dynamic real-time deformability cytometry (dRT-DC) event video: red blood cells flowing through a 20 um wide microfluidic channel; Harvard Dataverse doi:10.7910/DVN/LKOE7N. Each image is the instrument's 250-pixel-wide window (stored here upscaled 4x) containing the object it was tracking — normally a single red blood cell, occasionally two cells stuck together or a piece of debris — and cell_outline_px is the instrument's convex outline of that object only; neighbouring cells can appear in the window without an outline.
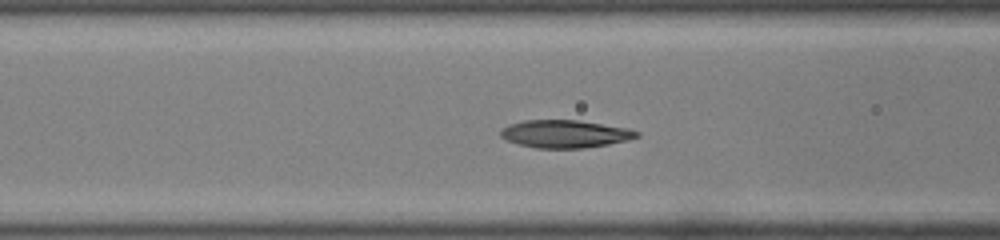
{"species": "common noctule bat (a hibernating species)", "species_latin": "Nyctalus noctula", "temperature_condition": "room temperature", "stored_images_in_passage": 46, "camera_frame_rate_fps": 3000, "um_per_image_px": 0.085, "animal": {"sex": "male", "body_mass_g": 19.0, "forearm_length_mm": 50.8}, "frame": {"image": 1, "passage_image": 15, "time_ms": 4.667, "image_size_px": [1000, 240], "cell_outline_px": [[636, 136], [624, 140], [604, 144], [576, 148], [540, 148], [508, 140], [500, 132], [504, 128], [512, 124], [528, 120], [572, 120], [600, 124], [620, 128], [636, 132]], "centroid_in_image_um": [47.95, 11.37], "position_along_channel_um": 118.7, "area_um2": 20.46}}
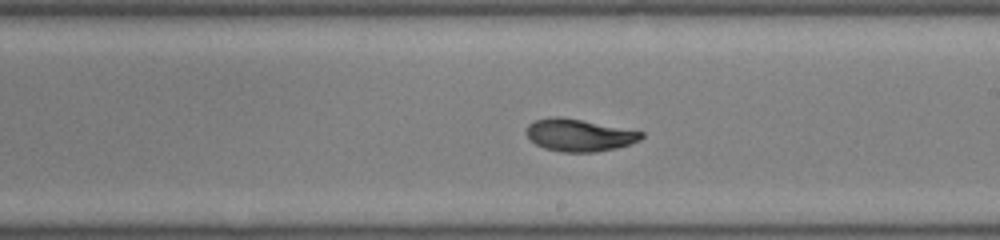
{"frame": {"image": 2, "passage_image": 24, "time_ms": 7.667, "image_size_px": [1000, 240], "cell_outline_px": [[644, 136], [628, 144], [612, 148], [588, 152], [568, 152], [548, 148], [536, 144], [528, 136], [528, 128], [536, 120], [580, 120], [644, 132]], "centroid_in_image_um": [49.3, 11.52], "position_along_channel_um": 239.7, "area_um2": 19.88}}
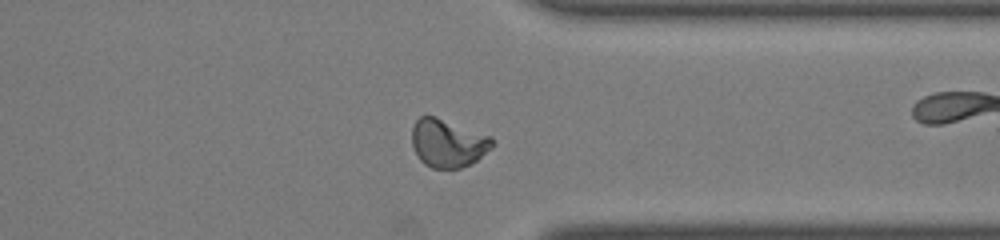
{"frame": {"image": 3, "passage_image": 34, "time_ms": 11.0, "image_size_px": [1000, 240], "cell_outline_px": [[492, 144], [476, 160], [460, 168], [432, 168], [416, 152], [412, 144], [412, 128], [416, 120], [420, 116], [432, 116], [488, 136], [492, 140]], "centroid_in_image_um": [38.01, 12.16], "position_along_channel_um": 373.4, "area_um2": 21.27}, "authors_computed_cell_mechanics": {"area_um2": 20.0855, "velocity_mm_per_s": 4.0591, "shape_relaxation_time_tau1_ms": null, "shape_relaxation_time_tau2_ms": 2.3738, "deformation_change_tau1": null, "deformation_change_tau2": 0.0646}}